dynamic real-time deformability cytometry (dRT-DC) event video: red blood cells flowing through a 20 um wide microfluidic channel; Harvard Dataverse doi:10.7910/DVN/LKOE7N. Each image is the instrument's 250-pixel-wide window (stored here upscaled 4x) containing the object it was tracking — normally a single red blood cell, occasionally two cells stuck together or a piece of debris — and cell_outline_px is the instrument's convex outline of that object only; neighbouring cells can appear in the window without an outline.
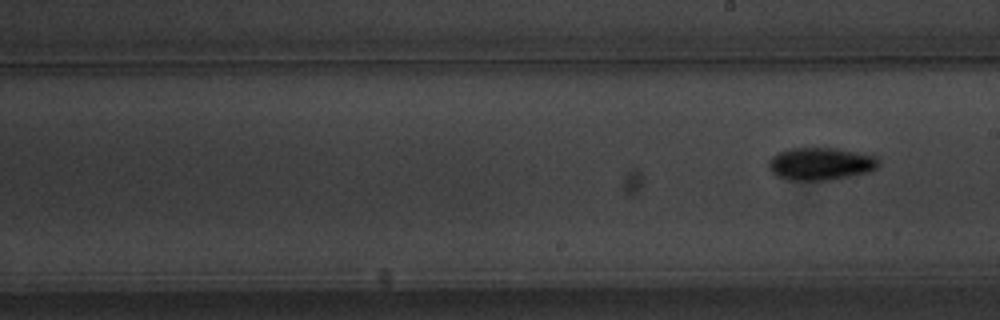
{"species": "common noctule bat (a hibernating species)", "species_latin": "Nyctalus noctula", "temperature_condition": "warm", "stored_images_in_passage": 8, "camera_frame_rate_fps": 3000, "um_per_image_px": 0.085, "animal": {"sex": "male", "body_mass_g": 20.1, "forearm_length_mm": 53.5}, "frame": {"image": 1, "passage_image": 8, "time_ms": 8.667, "image_size_px": [1000, 320], "cell_outline_px": [[880, 164], [876, 168], [868, 172], [828, 180], [788, 180], [776, 176], [772, 172], [768, 164], [768, 160], [772, 156], [780, 152], [792, 148], [836, 148], [876, 156], [880, 160]], "centroid_in_image_um": [69.75, 13.92], "position_along_channel_um": 219.3, "area_um2": 20.81}}